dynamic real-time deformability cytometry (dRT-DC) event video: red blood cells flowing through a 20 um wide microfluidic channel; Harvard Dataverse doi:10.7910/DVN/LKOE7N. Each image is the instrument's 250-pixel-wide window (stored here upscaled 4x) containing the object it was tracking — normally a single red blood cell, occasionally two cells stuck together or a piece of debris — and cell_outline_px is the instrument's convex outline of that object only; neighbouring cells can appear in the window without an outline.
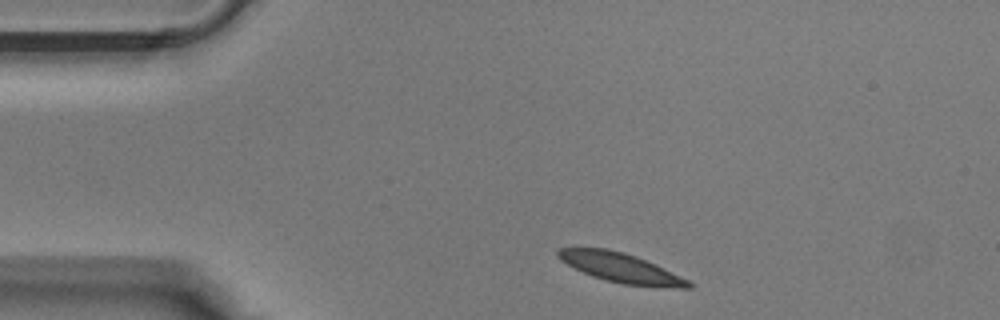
{"species": "Egyptian fruit bat (a non-hibernating species)", "species_latin": "Rousettus aegyptiacus", "temperature_condition": "warm", "stored_images_in_passage": 34, "camera_frame_rate_fps": 3000, "um_per_image_px": 0.085, "animal": {"sex": "male"}, "frame": {"image": 1, "passage_image": 1, "time_ms": 0.0, "image_size_px": [1000, 320], "cell_outline_px": [[692, 288], [680, 288], [624, 284], [604, 280], [592, 276], [560, 260], [556, 256], [556, 252], [560, 248], [608, 248], [624, 252], [636, 256], [688, 280], [692, 284]], "centroid_in_image_um": [52.73, 22.75], "position_along_channel_um": 32.3, "area_um2": 21.96}}
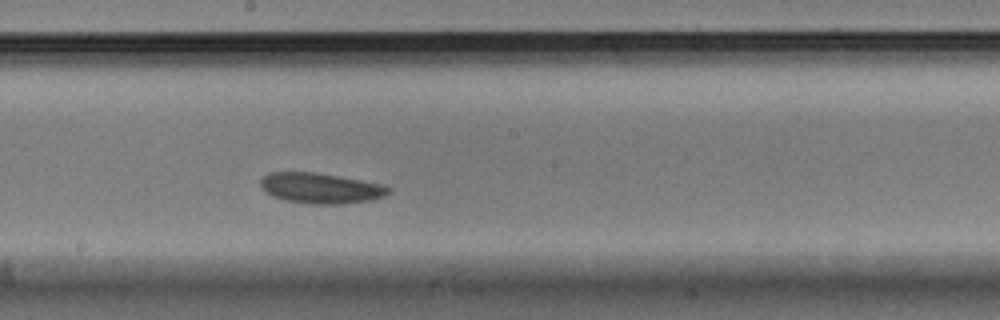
{"frame": {"image": 2, "passage_image": 15, "time_ms": 4.667, "image_size_px": [1000, 320], "cell_outline_px": [[392, 188], [384, 196], [372, 200], [344, 204], [308, 204], [284, 200], [272, 196], [264, 192], [260, 188], [260, 180], [268, 172], [316, 172], [340, 176], [384, 184]], "centroid_in_image_um": [27.24, 15.99], "position_along_channel_um": 221.0, "area_um2": 23.12}}
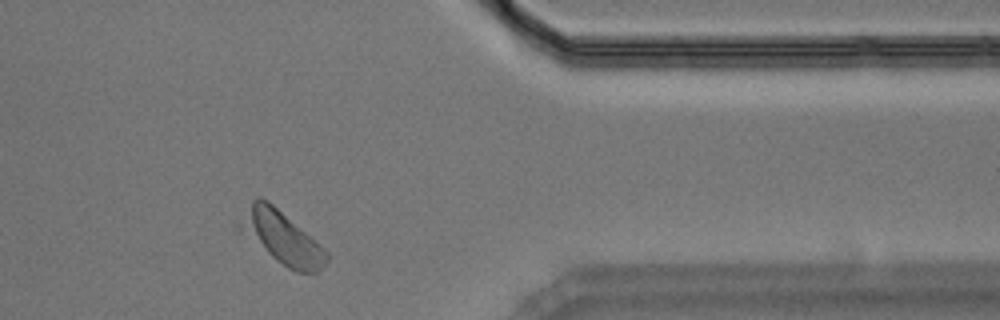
{"frame": {"image": 3, "passage_image": 26, "time_ms": 8.333, "image_size_px": [1000, 320], "cell_outline_px": [[328, 260], [316, 272], [296, 272], [288, 268], [276, 260], [236, 228], [236, 224], [252, 200], [256, 196], [260, 196], [268, 200], [324, 248], [328, 252]], "centroid_in_image_um": [23.9, 20.16], "position_along_channel_um": 387.5, "area_um2": 26.18}}